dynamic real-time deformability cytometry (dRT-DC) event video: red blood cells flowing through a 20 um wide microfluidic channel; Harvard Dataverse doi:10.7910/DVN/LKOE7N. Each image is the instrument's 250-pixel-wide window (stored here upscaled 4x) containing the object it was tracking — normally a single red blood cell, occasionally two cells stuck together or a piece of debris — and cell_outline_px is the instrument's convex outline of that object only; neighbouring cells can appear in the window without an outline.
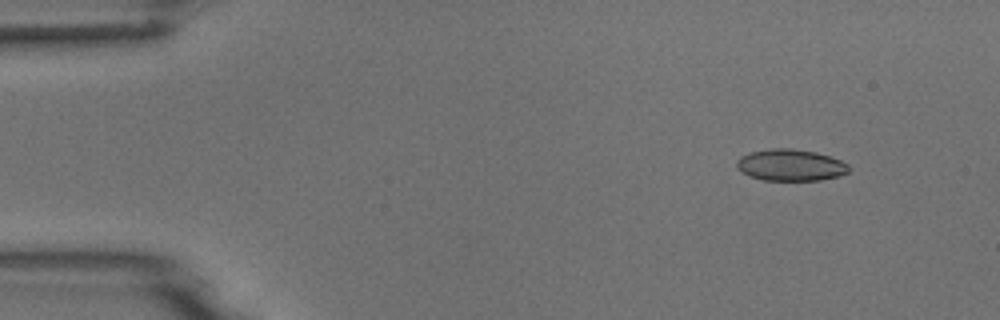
{"species": "common noctule bat (a hibernating species)", "species_latin": "Nyctalus noctula", "temperature_condition": "room temperature", "stored_images_in_passage": 3, "camera_frame_rate_fps": 3000, "um_per_image_px": 0.085, "animal": {"sex": "male", "body_mass_g": 18.8}, "frame": {"image": 1, "passage_image": 1, "time_ms": 0.0, "image_size_px": [1000, 320], "cell_outline_px": [[848, 172], [840, 176], [820, 180], [764, 180], [748, 176], [740, 172], [736, 168], [736, 160], [740, 156], [748, 152], [772, 148], [792, 148], [816, 152], [840, 160], [848, 164]], "centroid_in_image_um": [67.14, 14.03], "position_along_channel_um": 17.9, "area_um2": 20.87}}
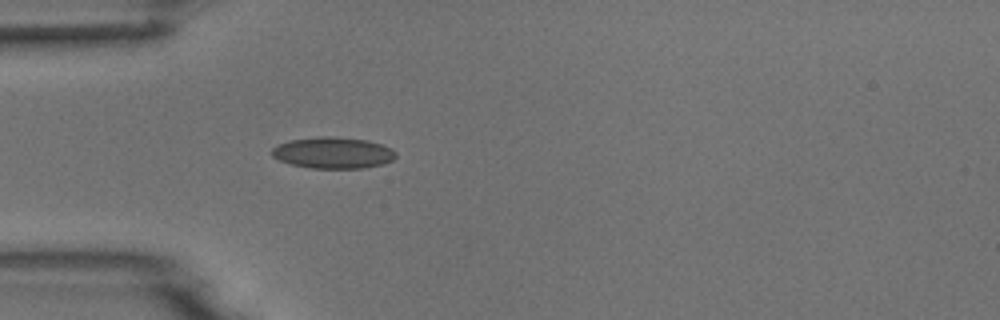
{"frame": {"image": 2, "passage_image": 3, "time_ms": 3.333, "image_size_px": [1000, 320], "cell_outline_px": [[396, 156], [392, 160], [384, 164], [364, 168], [312, 168], [292, 164], [280, 160], [272, 156], [272, 148], [288, 140], [316, 136], [328, 136], [368, 140], [392, 148], [396, 152]], "centroid_in_image_um": [28.33, 12.98], "position_along_channel_um": 56.7, "area_um2": 22.66}}